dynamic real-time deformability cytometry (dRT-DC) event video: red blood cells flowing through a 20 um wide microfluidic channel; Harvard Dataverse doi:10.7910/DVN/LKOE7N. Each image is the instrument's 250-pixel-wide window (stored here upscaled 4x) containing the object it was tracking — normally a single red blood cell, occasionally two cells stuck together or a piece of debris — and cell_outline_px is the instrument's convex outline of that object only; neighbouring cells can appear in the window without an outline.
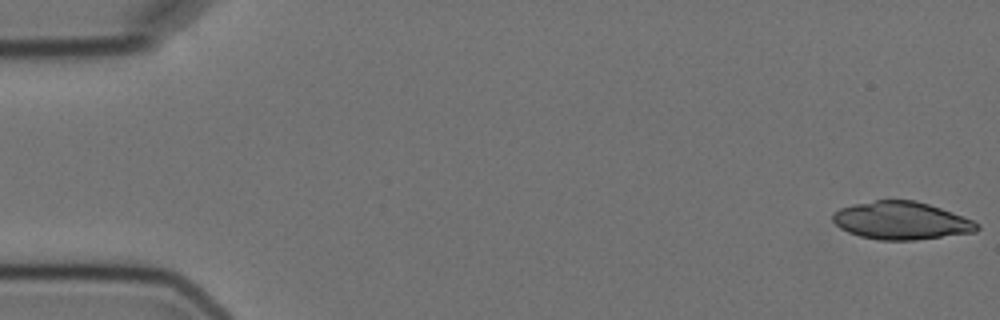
{"species": "Egyptian fruit bat (a non-hibernating species)", "species_latin": "Rousettus aegyptiacus", "temperature_condition": "cold", "stored_images_in_passage": 15, "camera_frame_rate_fps": 3000, "um_per_image_px": 0.085, "animal": {"sex": "female"}, "frame": {"image": 1, "passage_image": 1, "time_ms": 0.0, "image_size_px": [1000, 320], "cell_outline_px": [[980, 228], [976, 232], [916, 240], [880, 240], [860, 236], [848, 232], [840, 228], [832, 220], [832, 212], [840, 208], [852, 204], [876, 200], [916, 200], [952, 212], [972, 220], [980, 224]], "centroid_in_image_um": [76.6, 18.75], "position_along_channel_um": 8.4, "area_um2": 31.85}}